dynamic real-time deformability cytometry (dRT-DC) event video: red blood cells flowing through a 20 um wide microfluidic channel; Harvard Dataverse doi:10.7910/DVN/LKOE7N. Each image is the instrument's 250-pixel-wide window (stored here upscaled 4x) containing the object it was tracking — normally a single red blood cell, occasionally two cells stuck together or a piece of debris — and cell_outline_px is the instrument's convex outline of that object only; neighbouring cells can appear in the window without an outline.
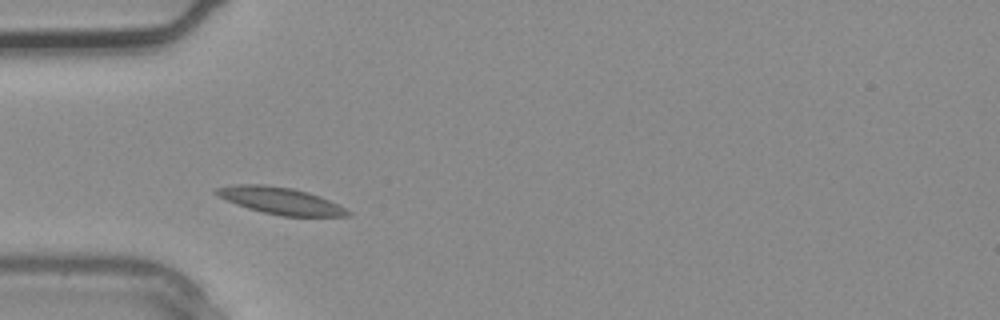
{"species": "common noctule bat (a hibernating species)", "species_latin": "Nyctalus noctula", "temperature_condition": "warm", "stored_images_in_passage": 2, "camera_frame_rate_fps": 3000, "um_per_image_px": 0.085, "animal": {"sex": "male", "body_mass_g": 20.4}, "frame": {"image": 1, "passage_image": 2, "time_ms": 0.333, "image_size_px": [1000, 320], "cell_outline_px": [[352, 212], [348, 216], [280, 216], [248, 208], [228, 200], [212, 192], [216, 188], [236, 184], [264, 184], [292, 188], [308, 192], [320, 196]], "centroid_in_image_um": [23.84, 17.05], "position_along_channel_um": 61.2, "area_um2": 20.29}}